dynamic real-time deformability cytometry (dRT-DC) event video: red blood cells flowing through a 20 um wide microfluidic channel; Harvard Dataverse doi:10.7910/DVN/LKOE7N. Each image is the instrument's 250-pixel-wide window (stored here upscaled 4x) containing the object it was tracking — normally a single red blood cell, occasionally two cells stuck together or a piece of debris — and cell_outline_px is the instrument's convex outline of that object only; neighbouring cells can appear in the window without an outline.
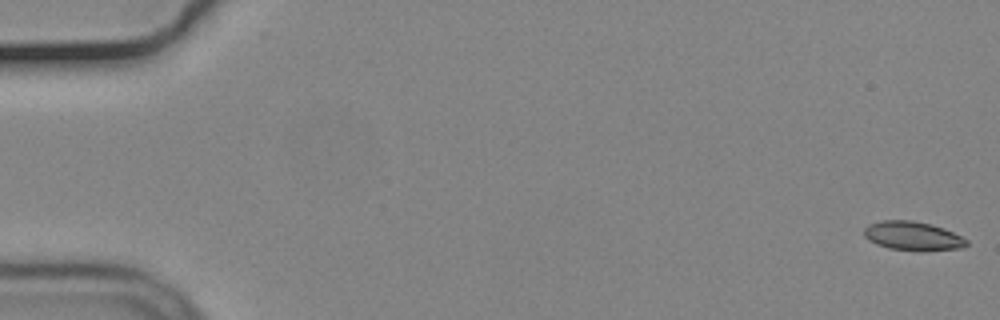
{"species": "common noctule bat (a hibernating species)", "species_latin": "Nyctalus noctula", "temperature_condition": "cold", "stored_images_in_passage": 56, "camera_frame_rate_fps": 3000, "um_per_image_px": 0.085, "animal": {"sex": "male", "body_mass_g": 19.2, "forearm_length_mm": 51.8}, "frame": {"image": 1, "passage_image": 1, "time_ms": 0.0, "image_size_px": [1000, 320], "cell_outline_px": [[968, 244], [964, 248], [924, 252], [888, 248], [876, 244], [868, 240], [864, 236], [864, 228], [868, 224], [880, 220], [912, 220], [932, 224], [944, 228], [968, 240]], "centroid_in_image_um": [77.59, 20.07], "position_along_channel_um": 7.4, "area_um2": 17.69}}
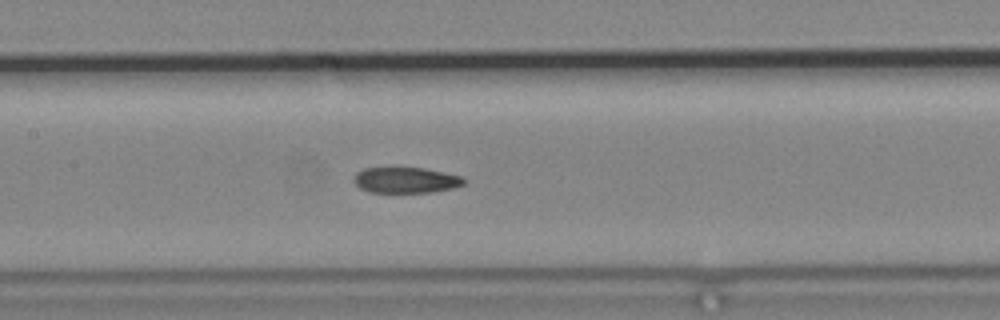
{"frame": {"image": 2, "passage_image": 27, "time_ms": 8.667, "image_size_px": [1000, 320], "cell_outline_px": [[464, 184], [452, 188], [432, 192], [368, 192], [360, 188], [352, 180], [356, 172], [364, 168], [424, 168], [444, 172], [460, 176], [464, 180]], "centroid_in_image_um": [34.45, 15.31], "position_along_channel_um": 173.0, "area_um2": 16.42}}
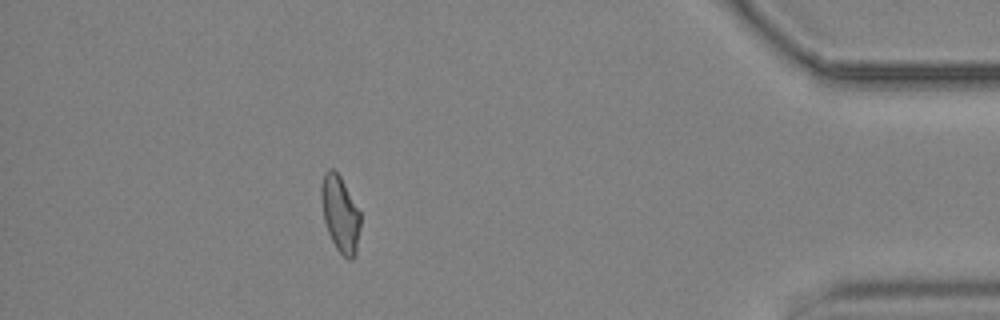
{"frame": {"image": 3, "passage_image": 50, "time_ms": 16.333, "image_size_px": [1000, 320], "cell_outline_px": [[360, 228], [356, 256], [352, 260], [348, 260], [336, 248], [328, 232], [324, 220], [320, 200], [320, 188], [324, 172], [328, 168], [332, 168], [340, 176], [360, 212]], "centroid_in_image_um": [28.91, 18.19], "position_along_channel_um": 406.3, "area_um2": 17.51}, "authors_computed_cell_mechanics": {"area_um2": 17.6868, "velocity_mm_per_s": 3.6899, "shape_relaxation_time_tau1_ms": null, "shape_relaxation_time_tau2_ms": 4.5197, "deformation_change_tau1": null, "deformation_change_tau2": 0.1062}}